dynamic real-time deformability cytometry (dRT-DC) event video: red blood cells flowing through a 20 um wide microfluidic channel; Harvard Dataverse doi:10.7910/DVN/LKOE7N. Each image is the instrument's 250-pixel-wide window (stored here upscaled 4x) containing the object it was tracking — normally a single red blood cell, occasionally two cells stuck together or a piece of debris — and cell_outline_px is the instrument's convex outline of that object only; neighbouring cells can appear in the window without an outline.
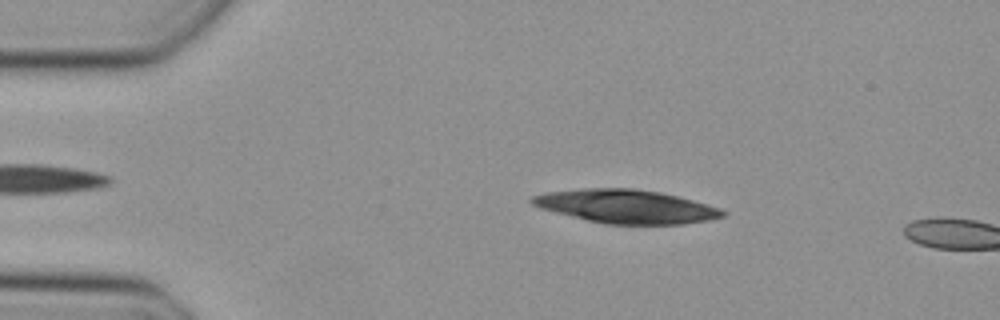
{"species": "Egyptian fruit bat (a non-hibernating species)", "species_latin": "Rousettus aegyptiacus", "temperature_condition": "cold", "stored_images_in_passage": 9, "camera_frame_rate_fps": 3000, "um_per_image_px": 0.085, "animal": {"sex": "female"}, "frame": {"image": 1, "passage_image": 7, "time_ms": 2.0, "image_size_px": [1000, 320], "cell_outline_px": [[728, 212], [724, 216], [708, 220], [680, 224], [608, 224], [588, 220], [540, 208], [532, 204], [528, 200], [532, 196], [548, 192], [584, 188], [632, 188], [660, 192], [708, 204], [720, 208]], "centroid_in_image_um": [53.23, 17.54], "position_along_channel_um": 31.8, "area_um2": 36.99}}